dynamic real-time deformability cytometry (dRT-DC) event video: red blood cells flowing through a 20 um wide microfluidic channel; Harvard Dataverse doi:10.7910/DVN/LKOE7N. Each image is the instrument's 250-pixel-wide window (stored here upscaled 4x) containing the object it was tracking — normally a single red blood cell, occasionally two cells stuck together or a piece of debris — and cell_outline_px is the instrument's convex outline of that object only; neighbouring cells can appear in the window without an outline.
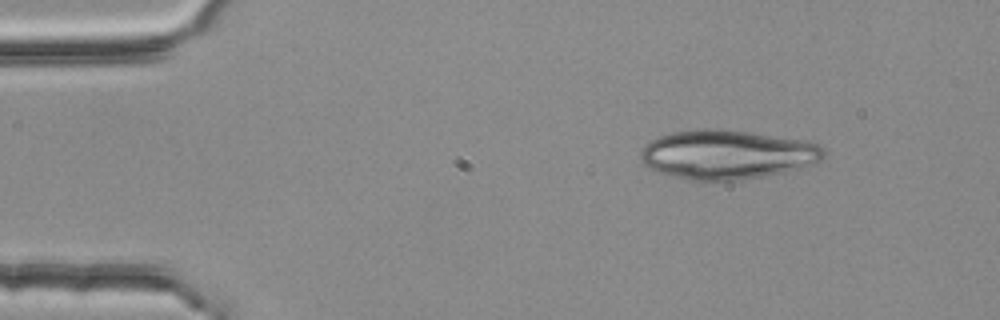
{"species": "common noctule bat (a hibernating species)", "species_latin": "Nyctalus noctula", "temperature_condition": "room temperature", "stored_images_in_passage": 2, "camera_frame_rate_fps": 3000, "um_per_image_px": 0.085, "animal": {"sex": "female", "body_mass_g": 25.1}, "frame": {"image": 1, "passage_image": 1, "time_ms": 0.0, "image_size_px": [1000, 320], "cell_outline_px": [[824, 156], [820, 160], [800, 168], [760, 176], [736, 180], [692, 180], [672, 176], [656, 172], [648, 168], [640, 160], [640, 148], [652, 140], [660, 136], [672, 132], [708, 128], [712, 128], [748, 132], [804, 140], [820, 144], [824, 152]], "centroid_in_image_um": [61.74, 13.13], "position_along_channel_um": 23.3, "area_um2": 52.08}}